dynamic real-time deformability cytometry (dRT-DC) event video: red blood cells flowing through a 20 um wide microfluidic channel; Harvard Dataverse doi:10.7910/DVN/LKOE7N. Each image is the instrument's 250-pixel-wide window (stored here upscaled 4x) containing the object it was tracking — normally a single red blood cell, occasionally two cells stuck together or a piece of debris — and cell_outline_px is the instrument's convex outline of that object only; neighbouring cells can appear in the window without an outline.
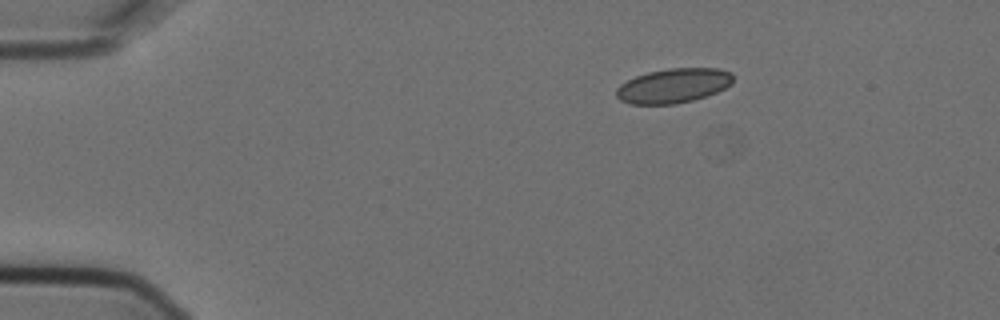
{"species": "Egyptian fruit bat (a non-hibernating species)", "species_latin": "Rousettus aegyptiacus", "temperature_condition": "cold", "stored_images_in_passage": 3, "camera_frame_rate_fps": 3000, "um_per_image_px": 0.085, "animal": {"sex": "female"}, "frame": {"image": 1, "passage_image": 1, "time_ms": 0.0, "image_size_px": [1000, 320], "cell_outline_px": [[732, 84], [716, 92], [692, 100], [676, 104], [628, 104], [620, 100], [616, 96], [616, 88], [620, 84], [636, 76], [648, 72], [668, 68], [720, 68], [732, 72]], "centroid_in_image_um": [57.23, 7.28], "position_along_channel_um": 27.8, "area_um2": 23.52}}